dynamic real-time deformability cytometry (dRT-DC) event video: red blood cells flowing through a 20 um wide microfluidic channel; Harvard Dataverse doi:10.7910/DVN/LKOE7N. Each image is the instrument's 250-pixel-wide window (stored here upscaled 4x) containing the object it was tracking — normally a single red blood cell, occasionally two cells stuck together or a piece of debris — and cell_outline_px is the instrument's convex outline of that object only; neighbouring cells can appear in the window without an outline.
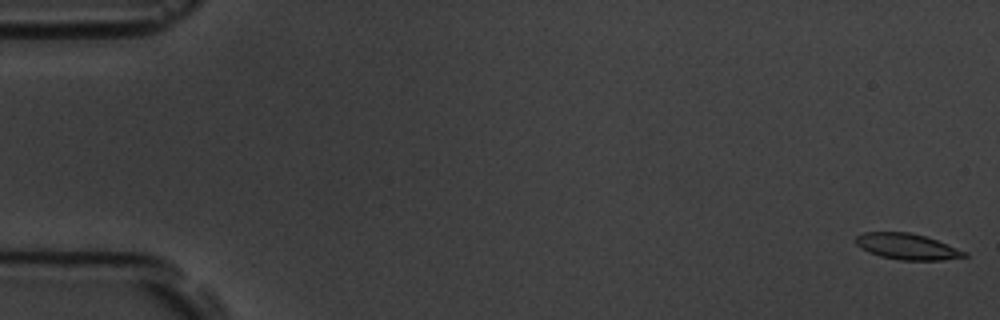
{"species": "common noctule bat (a hibernating species)", "species_latin": "Nyctalus noctula", "temperature_condition": "room temperature", "stored_images_in_passage": 7, "camera_frame_rate_fps": 3000, "um_per_image_px": 0.085, "animal": {"sex": "male", "body_mass_g": 19.5, "forearm_length_mm": 54.6}, "frame": {"image": 1, "passage_image": 1, "time_ms": 0.0, "image_size_px": [1000, 320], "cell_outline_px": [[968, 256], [940, 260], [900, 260], [880, 256], [868, 252], [860, 248], [856, 244], [856, 236], [864, 232], [908, 232], [924, 236], [936, 240], [968, 252]], "centroid_in_image_um": [77.09, 20.96], "position_along_channel_um": 7.9, "area_um2": 16.36}}
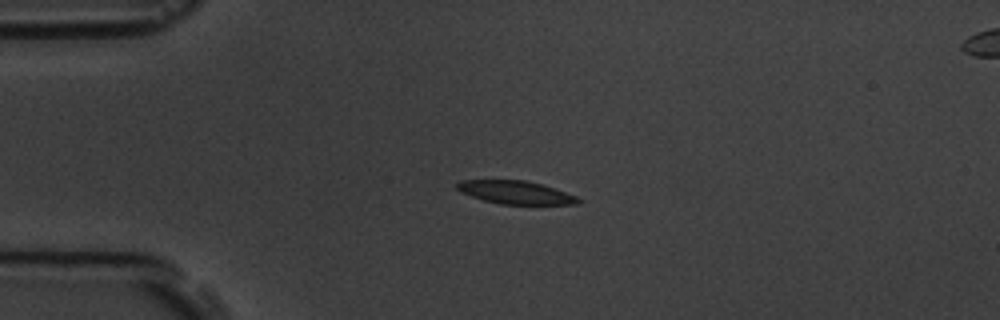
{"frame": {"image": 2, "passage_image": 5, "time_ms": 4.333, "image_size_px": [1000, 320], "cell_outline_px": [[584, 200], [580, 204], [500, 204], [484, 200], [460, 192], [456, 188], [456, 184], [460, 180], [524, 180], [540, 184], [576, 196]], "centroid_in_image_um": [43.82, 16.36], "position_along_channel_um": 41.2, "area_um2": 16.18}}
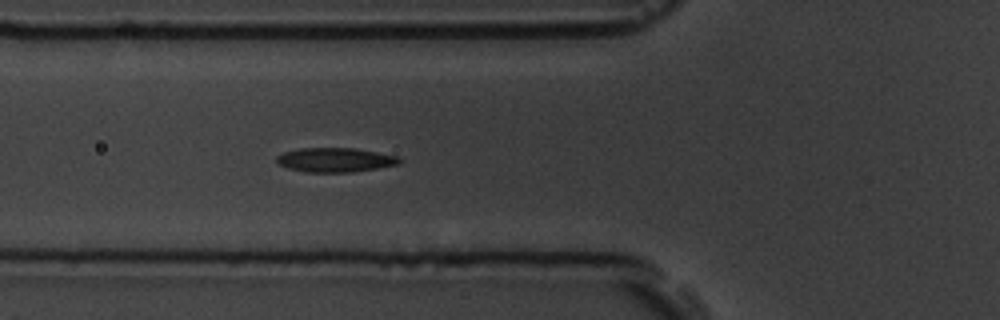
{"frame": {"image": 3, "passage_image": 7, "time_ms": 6.667, "image_size_px": [1000, 320], "cell_outline_px": [[404, 160], [400, 164], [352, 172], [304, 172], [288, 168], [276, 164], [276, 156], [284, 152], [300, 148], [356, 148], [400, 156]], "centroid_in_image_um": [28.51, 13.59], "position_along_channel_um": 97.3, "area_um2": 17.63}}